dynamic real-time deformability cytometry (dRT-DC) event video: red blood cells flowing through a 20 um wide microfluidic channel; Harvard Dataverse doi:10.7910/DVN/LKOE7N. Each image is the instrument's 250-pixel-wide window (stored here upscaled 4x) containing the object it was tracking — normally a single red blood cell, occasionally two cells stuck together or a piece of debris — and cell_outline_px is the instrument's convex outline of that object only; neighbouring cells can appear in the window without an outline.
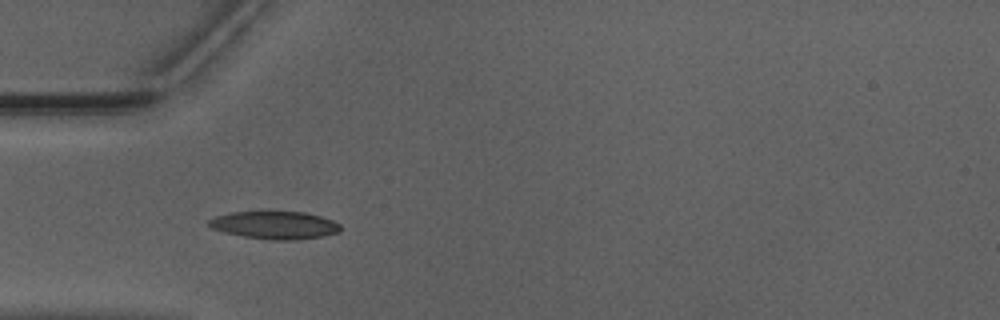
{"species": "Egyptian fruit bat (a non-hibernating species)", "species_latin": "Rousettus aegyptiacus", "temperature_condition": "warm", "stored_images_in_passage": 42, "camera_frame_rate_fps": 3000, "um_per_image_px": 0.085, "animal": {"sex": "male"}, "frame": {"image": 1, "passage_image": 9, "time_ms": 2.667, "image_size_px": [1000, 320], "cell_outline_px": [[340, 232], [324, 236], [296, 240], [268, 240], [244, 236], [224, 232], [212, 228], [208, 224], [208, 220], [216, 216], [232, 212], [304, 212], [320, 216], [332, 220], [340, 224]], "centroid_in_image_um": [23.38, 19.14], "position_along_channel_um": 61.6, "area_um2": 21.21}}
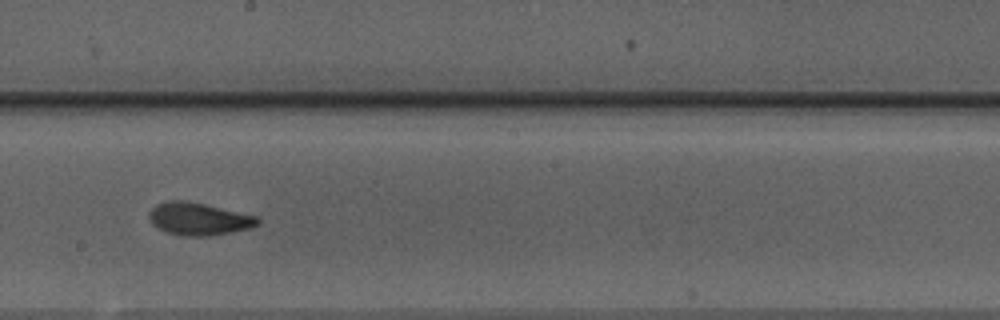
{"frame": {"image": 2, "passage_image": 22, "time_ms": 7.0, "image_size_px": [1000, 320], "cell_outline_px": [[260, 224], [252, 228], [232, 232], [208, 236], [184, 236], [168, 232], [156, 228], [152, 224], [148, 216], [148, 212], [156, 204], [168, 200], [184, 200], [204, 204], [256, 216], [260, 220]], "centroid_in_image_um": [16.87, 18.61], "position_along_channel_um": 231.3, "area_um2": 20.63}}
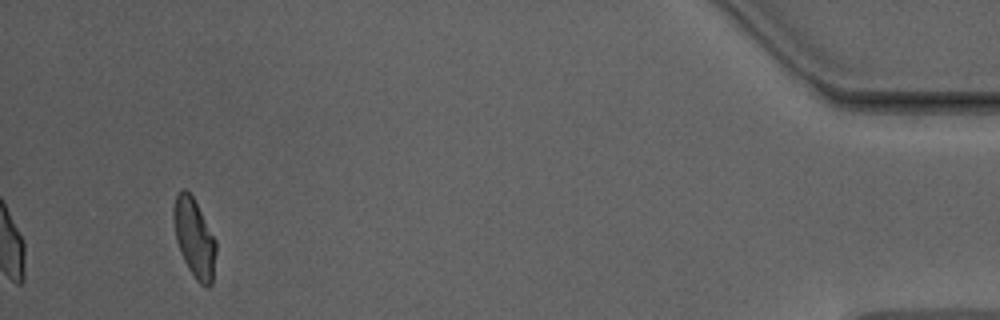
{"frame": {"image": 3, "passage_image": 42, "time_ms": 13.667, "image_size_px": [1000, 320], "cell_outline_px": [[216, 252], [212, 284], [208, 288], [200, 284], [196, 280], [188, 268], [180, 252], [176, 240], [172, 220], [172, 208], [176, 192], [180, 188], [184, 188], [192, 196], [216, 240]], "centroid_in_image_um": [16.49, 20.21], "position_along_channel_um": 418.7, "area_um2": 19.71}, "authors_computed_cell_mechanics": {"area_um2": 20.1144, "velocity_mm_per_s": 3.9614, "shape_relaxation_time_tau1_ms": 4.1692, "shape_relaxation_time_tau2_ms": 2.0349, "deformation_change_tau1": 0.1589, "deformation_change_tau2": 0.0799}}